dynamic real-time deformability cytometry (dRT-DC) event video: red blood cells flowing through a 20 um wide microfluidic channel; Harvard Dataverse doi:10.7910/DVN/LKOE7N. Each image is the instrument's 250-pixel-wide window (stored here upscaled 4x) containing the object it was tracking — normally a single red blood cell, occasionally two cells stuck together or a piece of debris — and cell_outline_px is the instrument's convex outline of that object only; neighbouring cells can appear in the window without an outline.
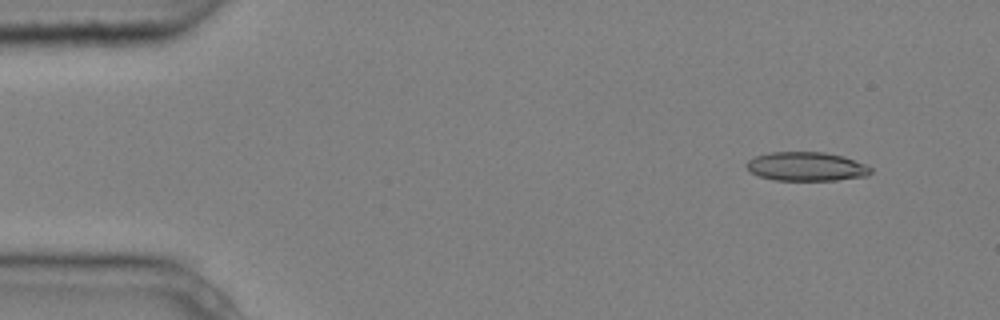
{"species": "common noctule bat (a hibernating species)", "species_latin": "Nyctalus noctula", "temperature_condition": "cold", "stored_images_in_passage": 5, "camera_frame_rate_fps": 3000, "um_per_image_px": 0.085, "animal": {"sex": "male", "body_mass_g": 20.4}, "frame": {"image": 1, "passage_image": 1, "time_ms": 0.0, "image_size_px": [1000, 320], "cell_outline_px": [[872, 172], [868, 176], [836, 180], [776, 180], [760, 176], [752, 172], [744, 164], [748, 160], [756, 156], [772, 152], [824, 152], [844, 156], [864, 164], [872, 168]], "centroid_in_image_um": [68.57, 14.15], "position_along_channel_um": 16.4, "area_um2": 20.87}}